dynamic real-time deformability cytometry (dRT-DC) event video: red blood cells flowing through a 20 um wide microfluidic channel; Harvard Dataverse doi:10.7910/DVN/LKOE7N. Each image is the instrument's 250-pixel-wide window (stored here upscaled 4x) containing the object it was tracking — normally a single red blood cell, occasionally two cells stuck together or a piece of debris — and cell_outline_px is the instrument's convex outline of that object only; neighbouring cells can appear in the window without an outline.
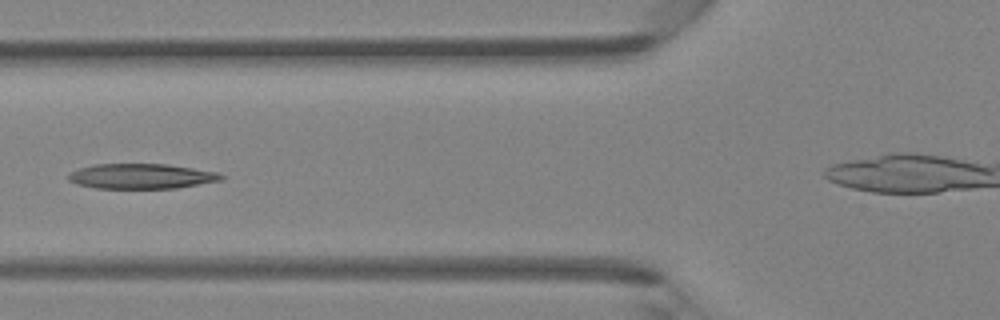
{"species": "Egyptian fruit bat (a non-hibernating species)", "species_latin": "Rousettus aegyptiacus", "temperature_condition": "room temperature", "stored_images_in_passage": 9, "camera_frame_rate_fps": 3000, "um_per_image_px": 0.085, "animal": {"sex": "female"}, "frame": {"image": 1, "passage_image": 6, "time_ms": 5.667, "image_size_px": [1000, 320], "cell_outline_px": [[224, 180], [176, 188], [96, 188], [76, 184], [68, 180], [68, 176], [72, 172], [80, 168], [92, 164], [168, 164], [220, 172], [224, 176]], "centroid_in_image_um": [12.06, 14.97], "position_along_channel_um": 113.7, "area_um2": 22.43}}
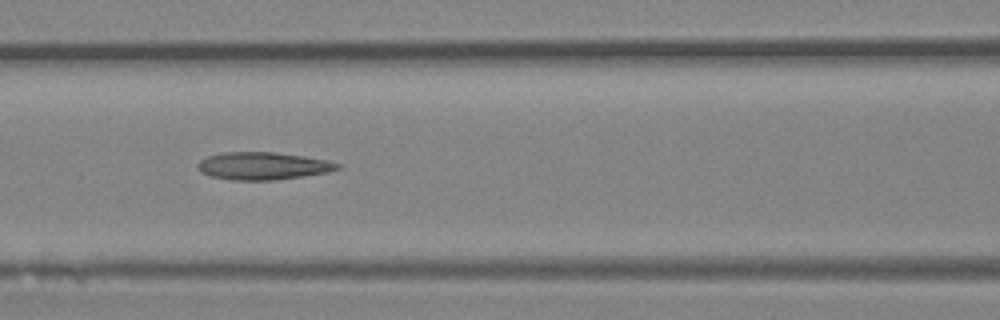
{"frame": {"image": 2, "passage_image": 8, "time_ms": 9.0, "image_size_px": [1000, 320], "cell_outline_px": [[344, 168], [328, 172], [304, 176], [276, 180], [232, 180], [212, 176], [200, 172], [196, 164], [200, 160], [208, 156], [224, 152], [276, 152], [304, 156], [328, 160], [344, 164]], "centroid_in_image_um": [22.42, 14.1], "position_along_channel_um": 144.2, "area_um2": 22.72}}
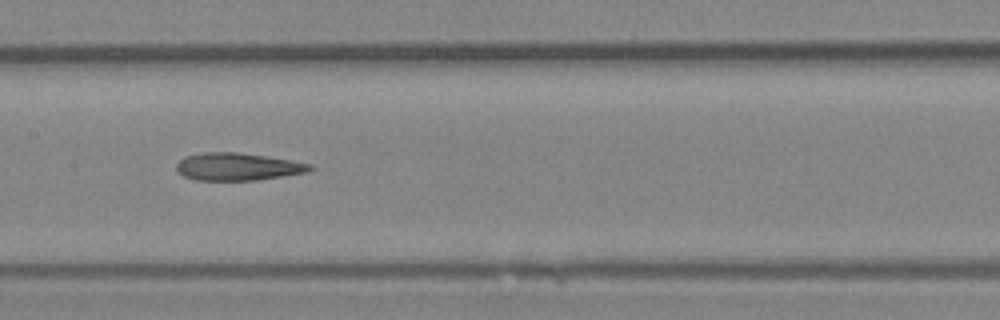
{"frame": {"image": 3, "passage_image": 9, "time_ms": 10.0, "image_size_px": [1000, 320], "cell_outline_px": [[316, 168], [308, 172], [256, 180], [196, 180], [184, 176], [176, 168], [176, 164], [184, 156], [208, 152], [240, 152], [312, 164]], "centroid_in_image_um": [20.22, 14.17], "position_along_channel_um": 187.2, "area_um2": 21.27}}